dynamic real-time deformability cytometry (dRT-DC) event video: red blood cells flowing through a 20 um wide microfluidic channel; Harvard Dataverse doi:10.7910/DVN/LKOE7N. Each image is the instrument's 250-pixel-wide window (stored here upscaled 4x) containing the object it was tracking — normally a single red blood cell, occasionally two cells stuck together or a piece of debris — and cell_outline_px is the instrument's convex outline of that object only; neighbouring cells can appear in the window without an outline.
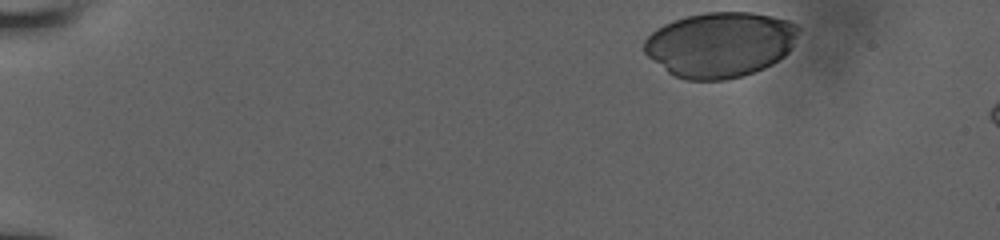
{"species": "human", "species_latin": "Homo sapiens", "temperature_condition": "room temperature", "stored_images_in_passage": 7, "camera_frame_rate_fps": 3000, "um_per_image_px": 0.085, "donor": {"sex": "male"}, "frame": {"image": 1, "passage_image": 1, "time_ms": 0.0, "image_size_px": [1000, 240], "cell_outline_px": [[800, 28], [788, 52], [784, 56], [772, 64], [764, 68], [744, 76], [728, 80], [684, 80], [668, 72], [648, 56], [644, 52], [644, 40], [656, 28], [664, 24], [688, 16], [704, 12], [752, 12], [772, 16], [788, 20], [796, 24]], "centroid_in_image_um": [61.21, 3.79], "position_along_channel_um": 23.8, "area_um2": 58.67}}